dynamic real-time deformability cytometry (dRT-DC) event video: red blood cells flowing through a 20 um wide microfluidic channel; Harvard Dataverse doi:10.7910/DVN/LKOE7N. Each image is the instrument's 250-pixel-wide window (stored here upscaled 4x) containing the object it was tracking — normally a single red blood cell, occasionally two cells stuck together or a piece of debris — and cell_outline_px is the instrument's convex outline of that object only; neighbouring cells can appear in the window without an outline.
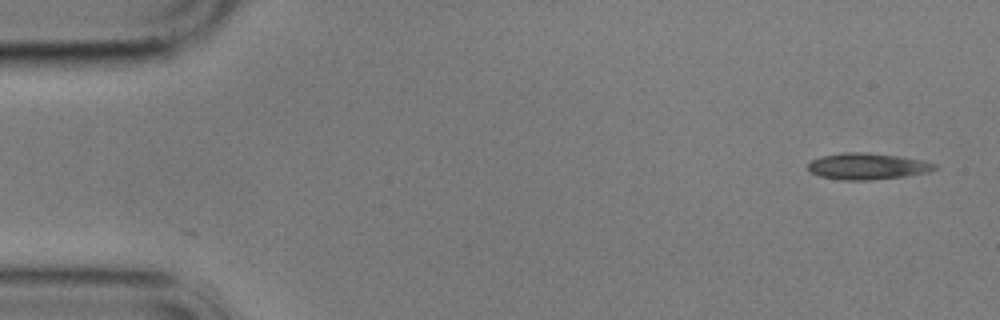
{"species": "common noctule bat (a hibernating species)", "species_latin": "Nyctalus noctula", "temperature_condition": "cold", "stored_images_in_passage": 5, "camera_frame_rate_fps": 3000, "um_per_image_px": 0.085, "animal": {"sex": "male", "body_mass_g": 17.9}, "frame": {"image": 1, "passage_image": 1, "time_ms": 0.0, "image_size_px": [1000, 320], "cell_outline_px": [[936, 168], [928, 172], [904, 176], [872, 180], [844, 180], [820, 176], [812, 172], [808, 168], [808, 164], [812, 160], [820, 156], [844, 152], [868, 152], [900, 156], [920, 160], [936, 164]], "centroid_in_image_um": [73.71, 14.12], "position_along_channel_um": 11.3, "area_um2": 19.36}}
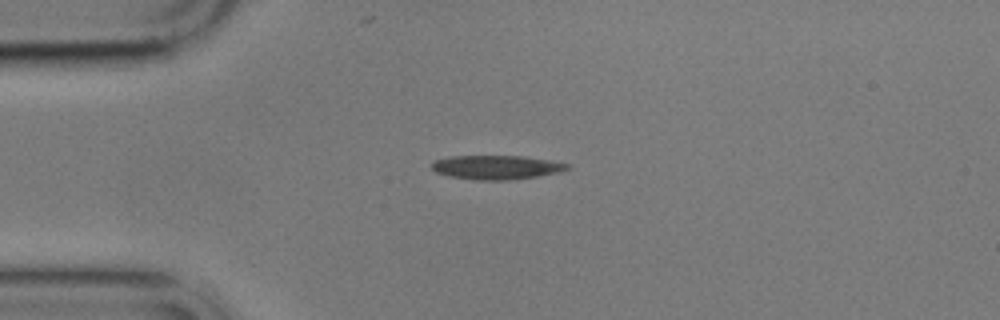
{"frame": {"image": 2, "passage_image": 4, "time_ms": 3.667, "image_size_px": [1000, 320], "cell_outline_px": [[572, 168], [560, 172], [536, 176], [508, 180], [476, 180], [448, 176], [436, 172], [432, 168], [432, 160], [452, 156], [524, 156], [572, 164]], "centroid_in_image_um": [42.21, 14.22], "position_along_channel_um": 42.8, "area_um2": 19.07}}